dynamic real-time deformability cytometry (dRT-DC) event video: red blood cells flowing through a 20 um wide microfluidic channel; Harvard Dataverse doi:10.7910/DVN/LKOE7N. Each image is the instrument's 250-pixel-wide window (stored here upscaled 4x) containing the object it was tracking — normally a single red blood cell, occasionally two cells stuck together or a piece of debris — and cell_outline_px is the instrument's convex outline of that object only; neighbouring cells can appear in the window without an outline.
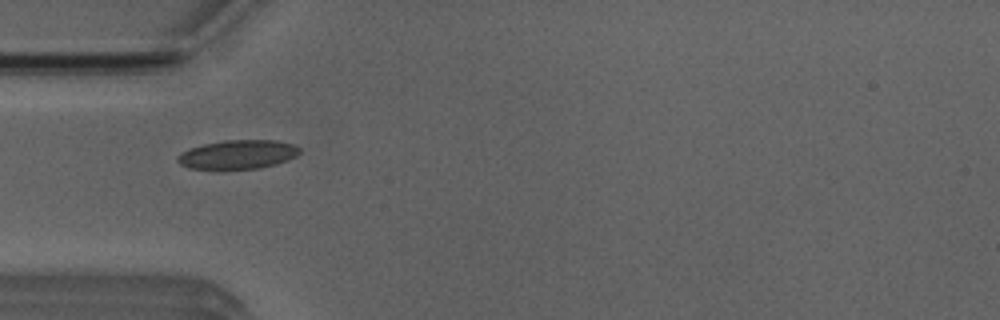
{"species": "Egyptian fruit bat (a non-hibernating species)", "species_latin": "Rousettus aegyptiacus", "temperature_condition": "room temperature", "stored_images_in_passage": 4, "camera_frame_rate_fps": 3000, "um_per_image_px": 0.085, "animal": {"sex": "male"}, "frame": {"image": 1, "passage_image": 2, "time_ms": 1.0, "image_size_px": [1000, 320], "cell_outline_px": [[300, 152], [296, 156], [288, 160], [276, 164], [260, 168], [188, 168], [180, 164], [176, 160], [176, 156], [180, 152], [188, 148], [204, 144], [224, 140], [276, 140], [296, 144], [300, 148]], "centroid_in_image_um": [20.22, 13.11], "position_along_channel_um": 64.8, "area_um2": 20.63}}